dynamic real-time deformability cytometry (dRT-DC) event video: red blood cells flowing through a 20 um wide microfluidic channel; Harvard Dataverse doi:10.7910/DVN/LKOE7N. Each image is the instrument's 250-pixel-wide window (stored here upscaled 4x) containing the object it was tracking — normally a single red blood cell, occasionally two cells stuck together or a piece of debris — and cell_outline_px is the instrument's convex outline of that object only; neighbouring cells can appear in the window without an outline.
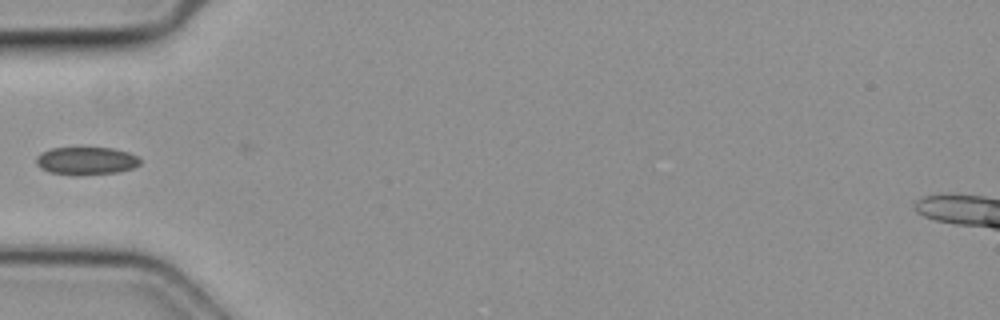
{"species": "common noctule bat (a hibernating species)", "species_latin": "Nyctalus noctula", "temperature_condition": "cold", "stored_images_in_passage": 29, "camera_frame_rate_fps": 3000, "um_per_image_px": 0.085, "animal": {"sex": "female", "body_mass_g": 19.3, "forearm_length_mm": 54.1}, "frame": {"image": 1, "passage_image": 1, "time_ms": 0.0, "image_size_px": [1000, 320], "cell_outline_px": [[140, 164], [132, 168], [120, 172], [76, 176], [72, 176], [48, 172], [40, 168], [36, 164], [36, 156], [40, 152], [52, 148], [112, 148], [128, 152], [136, 156], [140, 160]], "centroid_in_image_um": [7.28, 13.69], "position_along_channel_um": 77.7, "area_um2": 17.11}}
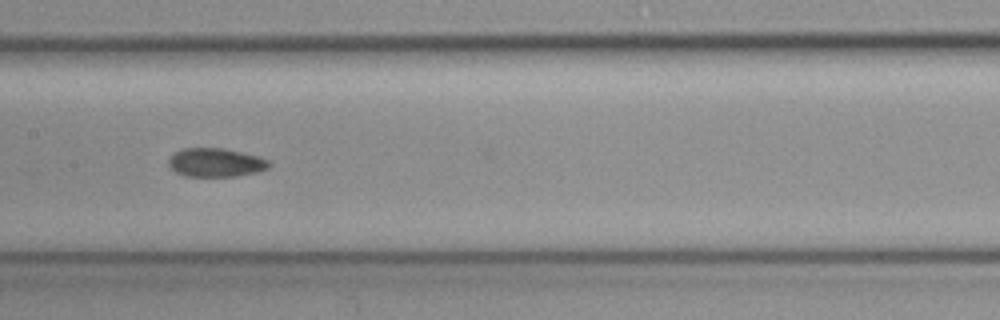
{"frame": {"image": 2, "passage_image": 9, "time_ms": 2.667, "image_size_px": [1000, 320], "cell_outline_px": [[272, 164], [268, 168], [256, 172], [236, 176], [184, 176], [176, 172], [168, 164], [168, 160], [176, 152], [184, 148], [224, 148], [260, 156], [268, 160]], "centroid_in_image_um": [18.37, 13.81], "position_along_channel_um": 189.0, "area_um2": 16.76}}
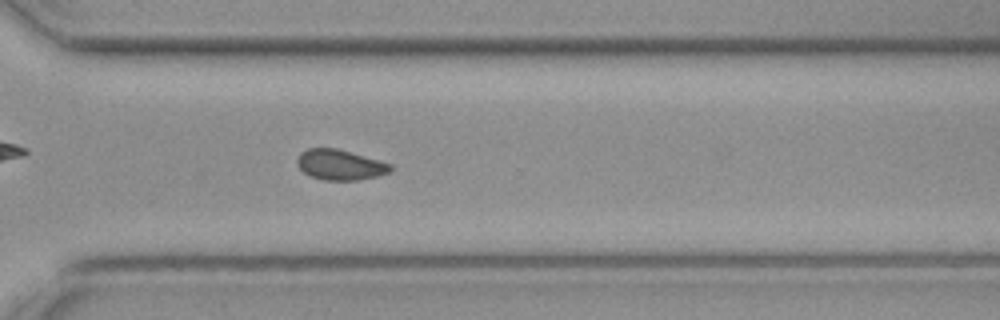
{"frame": {"image": 3, "passage_image": 20, "time_ms": 6.333, "image_size_px": [1000, 320], "cell_outline_px": [[396, 168], [392, 172], [360, 180], [324, 180], [312, 176], [304, 172], [296, 164], [296, 156], [300, 152], [308, 148], [336, 148], [392, 164]], "centroid_in_image_um": [28.92, 14.01], "position_along_channel_um": 341.7, "area_um2": 16.65}}